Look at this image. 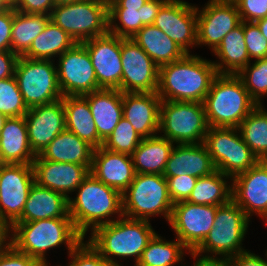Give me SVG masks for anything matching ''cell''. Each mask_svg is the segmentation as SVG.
I'll return each mask as SVG.
<instances>
[{"mask_svg": "<svg viewBox=\"0 0 267 266\" xmlns=\"http://www.w3.org/2000/svg\"><path fill=\"white\" fill-rule=\"evenodd\" d=\"M217 75L211 60L186 54L159 67L157 95L162 101L204 102Z\"/></svg>", "mask_w": 267, "mask_h": 266, "instance_id": "1", "label": "cell"}, {"mask_svg": "<svg viewBox=\"0 0 267 266\" xmlns=\"http://www.w3.org/2000/svg\"><path fill=\"white\" fill-rule=\"evenodd\" d=\"M76 197L68 198V213L76 230L84 237L98 226L115 221L112 215L123 217L122 193L100 180L91 173L75 190ZM111 217V218H110Z\"/></svg>", "mask_w": 267, "mask_h": 266, "instance_id": "2", "label": "cell"}, {"mask_svg": "<svg viewBox=\"0 0 267 266\" xmlns=\"http://www.w3.org/2000/svg\"><path fill=\"white\" fill-rule=\"evenodd\" d=\"M88 242L106 261L121 266L115 258L133 257L135 266L146 246L156 234L150 221L121 217L96 227Z\"/></svg>", "mask_w": 267, "mask_h": 266, "instance_id": "3", "label": "cell"}, {"mask_svg": "<svg viewBox=\"0 0 267 266\" xmlns=\"http://www.w3.org/2000/svg\"><path fill=\"white\" fill-rule=\"evenodd\" d=\"M11 244L28 256L35 258L43 266L47 250L65 244L68 254L84 237L76 230L71 218H48L32 222H15L12 225Z\"/></svg>", "mask_w": 267, "mask_h": 266, "instance_id": "4", "label": "cell"}, {"mask_svg": "<svg viewBox=\"0 0 267 266\" xmlns=\"http://www.w3.org/2000/svg\"><path fill=\"white\" fill-rule=\"evenodd\" d=\"M203 103L209 127L238 128L258 106L242 80L233 74H218Z\"/></svg>", "mask_w": 267, "mask_h": 266, "instance_id": "5", "label": "cell"}, {"mask_svg": "<svg viewBox=\"0 0 267 266\" xmlns=\"http://www.w3.org/2000/svg\"><path fill=\"white\" fill-rule=\"evenodd\" d=\"M249 221L245 212L232 199L228 203L218 206L213 228L193 252L201 254V256L206 253L205 257L217 258L219 255V258L222 256V258L231 259L239 253L247 251L242 248V242Z\"/></svg>", "mask_w": 267, "mask_h": 266, "instance_id": "6", "label": "cell"}, {"mask_svg": "<svg viewBox=\"0 0 267 266\" xmlns=\"http://www.w3.org/2000/svg\"><path fill=\"white\" fill-rule=\"evenodd\" d=\"M123 215L130 219L149 220L164 215L170 221L173 203L168 194L167 179L160 174H137L122 193Z\"/></svg>", "mask_w": 267, "mask_h": 266, "instance_id": "7", "label": "cell"}, {"mask_svg": "<svg viewBox=\"0 0 267 266\" xmlns=\"http://www.w3.org/2000/svg\"><path fill=\"white\" fill-rule=\"evenodd\" d=\"M50 21L76 43L105 35L109 32L108 0H80L55 6Z\"/></svg>", "mask_w": 267, "mask_h": 266, "instance_id": "8", "label": "cell"}, {"mask_svg": "<svg viewBox=\"0 0 267 266\" xmlns=\"http://www.w3.org/2000/svg\"><path fill=\"white\" fill-rule=\"evenodd\" d=\"M208 128L203 102H161L158 132L171 142L204 143Z\"/></svg>", "mask_w": 267, "mask_h": 266, "instance_id": "9", "label": "cell"}, {"mask_svg": "<svg viewBox=\"0 0 267 266\" xmlns=\"http://www.w3.org/2000/svg\"><path fill=\"white\" fill-rule=\"evenodd\" d=\"M53 60L18 57L14 76L27 108L62 99L57 66Z\"/></svg>", "mask_w": 267, "mask_h": 266, "instance_id": "10", "label": "cell"}, {"mask_svg": "<svg viewBox=\"0 0 267 266\" xmlns=\"http://www.w3.org/2000/svg\"><path fill=\"white\" fill-rule=\"evenodd\" d=\"M204 144L216 170L229 176L230 181L259 161L245 144L238 128L209 127Z\"/></svg>", "mask_w": 267, "mask_h": 266, "instance_id": "11", "label": "cell"}, {"mask_svg": "<svg viewBox=\"0 0 267 266\" xmlns=\"http://www.w3.org/2000/svg\"><path fill=\"white\" fill-rule=\"evenodd\" d=\"M58 59V83L63 96H83L101 89L89 53L82 43H76Z\"/></svg>", "mask_w": 267, "mask_h": 266, "instance_id": "12", "label": "cell"}, {"mask_svg": "<svg viewBox=\"0 0 267 266\" xmlns=\"http://www.w3.org/2000/svg\"><path fill=\"white\" fill-rule=\"evenodd\" d=\"M121 92L157 93L159 67L131 38H121Z\"/></svg>", "mask_w": 267, "mask_h": 266, "instance_id": "13", "label": "cell"}, {"mask_svg": "<svg viewBox=\"0 0 267 266\" xmlns=\"http://www.w3.org/2000/svg\"><path fill=\"white\" fill-rule=\"evenodd\" d=\"M216 205H199L188 201L173 204L169 221L176 238L193 252L213 228Z\"/></svg>", "mask_w": 267, "mask_h": 266, "instance_id": "14", "label": "cell"}, {"mask_svg": "<svg viewBox=\"0 0 267 266\" xmlns=\"http://www.w3.org/2000/svg\"><path fill=\"white\" fill-rule=\"evenodd\" d=\"M35 182L32 164H4L0 169V218L11 226L21 217Z\"/></svg>", "mask_w": 267, "mask_h": 266, "instance_id": "15", "label": "cell"}, {"mask_svg": "<svg viewBox=\"0 0 267 266\" xmlns=\"http://www.w3.org/2000/svg\"><path fill=\"white\" fill-rule=\"evenodd\" d=\"M153 25L164 32L187 54H190V47L197 45L196 6L186 1L167 0L161 6Z\"/></svg>", "mask_w": 267, "mask_h": 266, "instance_id": "16", "label": "cell"}, {"mask_svg": "<svg viewBox=\"0 0 267 266\" xmlns=\"http://www.w3.org/2000/svg\"><path fill=\"white\" fill-rule=\"evenodd\" d=\"M95 69L100 88L121 91V37L107 33L82 42Z\"/></svg>", "mask_w": 267, "mask_h": 266, "instance_id": "17", "label": "cell"}, {"mask_svg": "<svg viewBox=\"0 0 267 266\" xmlns=\"http://www.w3.org/2000/svg\"><path fill=\"white\" fill-rule=\"evenodd\" d=\"M197 13V46L208 45L212 52L222 39L242 23L235 3L208 1Z\"/></svg>", "mask_w": 267, "mask_h": 266, "instance_id": "18", "label": "cell"}, {"mask_svg": "<svg viewBox=\"0 0 267 266\" xmlns=\"http://www.w3.org/2000/svg\"><path fill=\"white\" fill-rule=\"evenodd\" d=\"M231 199L245 212L263 217L267 212V161L259 160L249 170L231 179ZM252 214V215H251Z\"/></svg>", "mask_w": 267, "mask_h": 266, "instance_id": "19", "label": "cell"}, {"mask_svg": "<svg viewBox=\"0 0 267 266\" xmlns=\"http://www.w3.org/2000/svg\"><path fill=\"white\" fill-rule=\"evenodd\" d=\"M28 140L34 154L39 155L48 144L66 129L65 109L62 99L28 108L24 115Z\"/></svg>", "mask_w": 267, "mask_h": 266, "instance_id": "20", "label": "cell"}, {"mask_svg": "<svg viewBox=\"0 0 267 266\" xmlns=\"http://www.w3.org/2000/svg\"><path fill=\"white\" fill-rule=\"evenodd\" d=\"M35 182L53 191L63 194L74 192L89 175L90 169L84 165L53 162L37 155L32 163Z\"/></svg>", "mask_w": 267, "mask_h": 266, "instance_id": "21", "label": "cell"}, {"mask_svg": "<svg viewBox=\"0 0 267 266\" xmlns=\"http://www.w3.org/2000/svg\"><path fill=\"white\" fill-rule=\"evenodd\" d=\"M161 102L157 93L124 92L123 117L129 121L140 137H152L159 131Z\"/></svg>", "mask_w": 267, "mask_h": 266, "instance_id": "22", "label": "cell"}, {"mask_svg": "<svg viewBox=\"0 0 267 266\" xmlns=\"http://www.w3.org/2000/svg\"><path fill=\"white\" fill-rule=\"evenodd\" d=\"M90 173L121 193L130 186L136 175L131 155L114 152L103 146L93 151Z\"/></svg>", "mask_w": 267, "mask_h": 266, "instance_id": "23", "label": "cell"}, {"mask_svg": "<svg viewBox=\"0 0 267 266\" xmlns=\"http://www.w3.org/2000/svg\"><path fill=\"white\" fill-rule=\"evenodd\" d=\"M214 171L216 167L204 143L176 144L166 162L163 176L189 175L200 178Z\"/></svg>", "mask_w": 267, "mask_h": 266, "instance_id": "24", "label": "cell"}, {"mask_svg": "<svg viewBox=\"0 0 267 266\" xmlns=\"http://www.w3.org/2000/svg\"><path fill=\"white\" fill-rule=\"evenodd\" d=\"M122 95L118 89L104 88L83 95L88 100L98 136L103 141L123 117Z\"/></svg>", "mask_w": 267, "mask_h": 266, "instance_id": "25", "label": "cell"}, {"mask_svg": "<svg viewBox=\"0 0 267 266\" xmlns=\"http://www.w3.org/2000/svg\"><path fill=\"white\" fill-rule=\"evenodd\" d=\"M48 218H71L68 213V199L63 194L34 182L22 215L16 222H32Z\"/></svg>", "mask_w": 267, "mask_h": 266, "instance_id": "26", "label": "cell"}, {"mask_svg": "<svg viewBox=\"0 0 267 266\" xmlns=\"http://www.w3.org/2000/svg\"><path fill=\"white\" fill-rule=\"evenodd\" d=\"M0 151L5 164H32L36 155L30 147L25 117L7 118L0 132Z\"/></svg>", "mask_w": 267, "mask_h": 266, "instance_id": "27", "label": "cell"}, {"mask_svg": "<svg viewBox=\"0 0 267 266\" xmlns=\"http://www.w3.org/2000/svg\"><path fill=\"white\" fill-rule=\"evenodd\" d=\"M94 148L65 129L39 155L53 162L84 165L91 169Z\"/></svg>", "mask_w": 267, "mask_h": 266, "instance_id": "28", "label": "cell"}, {"mask_svg": "<svg viewBox=\"0 0 267 266\" xmlns=\"http://www.w3.org/2000/svg\"><path fill=\"white\" fill-rule=\"evenodd\" d=\"M66 129L86 141L94 149L103 145L98 136L88 100L84 96H63Z\"/></svg>", "mask_w": 267, "mask_h": 266, "instance_id": "29", "label": "cell"}, {"mask_svg": "<svg viewBox=\"0 0 267 266\" xmlns=\"http://www.w3.org/2000/svg\"><path fill=\"white\" fill-rule=\"evenodd\" d=\"M174 145V142L159 136V134L142 138L140 144L131 154L135 172L137 174L163 175Z\"/></svg>", "mask_w": 267, "mask_h": 266, "instance_id": "30", "label": "cell"}, {"mask_svg": "<svg viewBox=\"0 0 267 266\" xmlns=\"http://www.w3.org/2000/svg\"><path fill=\"white\" fill-rule=\"evenodd\" d=\"M133 39L158 66L183 58L187 53L154 25H144Z\"/></svg>", "mask_w": 267, "mask_h": 266, "instance_id": "31", "label": "cell"}, {"mask_svg": "<svg viewBox=\"0 0 267 266\" xmlns=\"http://www.w3.org/2000/svg\"><path fill=\"white\" fill-rule=\"evenodd\" d=\"M213 53L220 60L213 61L218 74L237 75L251 62L246 49L243 21L222 39Z\"/></svg>", "mask_w": 267, "mask_h": 266, "instance_id": "32", "label": "cell"}, {"mask_svg": "<svg viewBox=\"0 0 267 266\" xmlns=\"http://www.w3.org/2000/svg\"><path fill=\"white\" fill-rule=\"evenodd\" d=\"M75 44L76 42L67 32L49 21L44 30L33 40L29 50L23 57L52 60L51 58L60 56Z\"/></svg>", "mask_w": 267, "mask_h": 266, "instance_id": "33", "label": "cell"}, {"mask_svg": "<svg viewBox=\"0 0 267 266\" xmlns=\"http://www.w3.org/2000/svg\"><path fill=\"white\" fill-rule=\"evenodd\" d=\"M49 21V15L25 14L16 11L13 7L11 51L18 56H23Z\"/></svg>", "mask_w": 267, "mask_h": 266, "instance_id": "34", "label": "cell"}, {"mask_svg": "<svg viewBox=\"0 0 267 266\" xmlns=\"http://www.w3.org/2000/svg\"><path fill=\"white\" fill-rule=\"evenodd\" d=\"M229 176L219 170L197 179L188 202L199 205H224L231 200L232 185Z\"/></svg>", "mask_w": 267, "mask_h": 266, "instance_id": "35", "label": "cell"}, {"mask_svg": "<svg viewBox=\"0 0 267 266\" xmlns=\"http://www.w3.org/2000/svg\"><path fill=\"white\" fill-rule=\"evenodd\" d=\"M245 144L258 160L267 161V110L258 105L238 127Z\"/></svg>", "mask_w": 267, "mask_h": 266, "instance_id": "36", "label": "cell"}, {"mask_svg": "<svg viewBox=\"0 0 267 266\" xmlns=\"http://www.w3.org/2000/svg\"><path fill=\"white\" fill-rule=\"evenodd\" d=\"M187 250L177 238L174 241H165L156 233L136 266H173L182 261Z\"/></svg>", "mask_w": 267, "mask_h": 266, "instance_id": "37", "label": "cell"}, {"mask_svg": "<svg viewBox=\"0 0 267 266\" xmlns=\"http://www.w3.org/2000/svg\"><path fill=\"white\" fill-rule=\"evenodd\" d=\"M237 76L242 80L251 99L257 105H262V97L267 95V58L250 62Z\"/></svg>", "mask_w": 267, "mask_h": 266, "instance_id": "38", "label": "cell"}, {"mask_svg": "<svg viewBox=\"0 0 267 266\" xmlns=\"http://www.w3.org/2000/svg\"><path fill=\"white\" fill-rule=\"evenodd\" d=\"M108 17L109 33L121 38H132L144 27L141 22V9H108ZM116 21H119V24Z\"/></svg>", "mask_w": 267, "mask_h": 266, "instance_id": "39", "label": "cell"}, {"mask_svg": "<svg viewBox=\"0 0 267 266\" xmlns=\"http://www.w3.org/2000/svg\"><path fill=\"white\" fill-rule=\"evenodd\" d=\"M141 140L142 137L136 133L129 121L122 117L102 146L114 152L131 155Z\"/></svg>", "mask_w": 267, "mask_h": 266, "instance_id": "40", "label": "cell"}, {"mask_svg": "<svg viewBox=\"0 0 267 266\" xmlns=\"http://www.w3.org/2000/svg\"><path fill=\"white\" fill-rule=\"evenodd\" d=\"M27 112L15 76L0 80V113L10 118L24 116Z\"/></svg>", "mask_w": 267, "mask_h": 266, "instance_id": "41", "label": "cell"}, {"mask_svg": "<svg viewBox=\"0 0 267 266\" xmlns=\"http://www.w3.org/2000/svg\"><path fill=\"white\" fill-rule=\"evenodd\" d=\"M243 30L246 42V49L250 59L259 60L267 58V40L262 35L254 22H244Z\"/></svg>", "mask_w": 267, "mask_h": 266, "instance_id": "42", "label": "cell"}, {"mask_svg": "<svg viewBox=\"0 0 267 266\" xmlns=\"http://www.w3.org/2000/svg\"><path fill=\"white\" fill-rule=\"evenodd\" d=\"M68 255L71 259L68 266H113L84 240Z\"/></svg>", "mask_w": 267, "mask_h": 266, "instance_id": "43", "label": "cell"}, {"mask_svg": "<svg viewBox=\"0 0 267 266\" xmlns=\"http://www.w3.org/2000/svg\"><path fill=\"white\" fill-rule=\"evenodd\" d=\"M165 178L168 182V194L173 204L187 201L198 179L195 176L189 175Z\"/></svg>", "mask_w": 267, "mask_h": 266, "instance_id": "44", "label": "cell"}, {"mask_svg": "<svg viewBox=\"0 0 267 266\" xmlns=\"http://www.w3.org/2000/svg\"><path fill=\"white\" fill-rule=\"evenodd\" d=\"M234 3L244 22H256L267 17V0H236Z\"/></svg>", "mask_w": 267, "mask_h": 266, "instance_id": "45", "label": "cell"}, {"mask_svg": "<svg viewBox=\"0 0 267 266\" xmlns=\"http://www.w3.org/2000/svg\"><path fill=\"white\" fill-rule=\"evenodd\" d=\"M0 266H43L35 258L18 251L12 244L0 254Z\"/></svg>", "mask_w": 267, "mask_h": 266, "instance_id": "46", "label": "cell"}, {"mask_svg": "<svg viewBox=\"0 0 267 266\" xmlns=\"http://www.w3.org/2000/svg\"><path fill=\"white\" fill-rule=\"evenodd\" d=\"M13 7L16 11L25 14H43L50 16L55 5L54 0H17Z\"/></svg>", "mask_w": 267, "mask_h": 266, "instance_id": "47", "label": "cell"}, {"mask_svg": "<svg viewBox=\"0 0 267 266\" xmlns=\"http://www.w3.org/2000/svg\"><path fill=\"white\" fill-rule=\"evenodd\" d=\"M13 7L0 12V51L11 50Z\"/></svg>", "mask_w": 267, "mask_h": 266, "instance_id": "48", "label": "cell"}, {"mask_svg": "<svg viewBox=\"0 0 267 266\" xmlns=\"http://www.w3.org/2000/svg\"><path fill=\"white\" fill-rule=\"evenodd\" d=\"M18 57L11 50L0 51V80L14 76Z\"/></svg>", "mask_w": 267, "mask_h": 266, "instance_id": "49", "label": "cell"}, {"mask_svg": "<svg viewBox=\"0 0 267 266\" xmlns=\"http://www.w3.org/2000/svg\"><path fill=\"white\" fill-rule=\"evenodd\" d=\"M266 258L267 255L265 254ZM232 266H267V260L251 253L249 250L239 253L230 259Z\"/></svg>", "mask_w": 267, "mask_h": 266, "instance_id": "50", "label": "cell"}, {"mask_svg": "<svg viewBox=\"0 0 267 266\" xmlns=\"http://www.w3.org/2000/svg\"><path fill=\"white\" fill-rule=\"evenodd\" d=\"M167 0H148L141 9V22L144 25H153L161 6Z\"/></svg>", "mask_w": 267, "mask_h": 266, "instance_id": "51", "label": "cell"}, {"mask_svg": "<svg viewBox=\"0 0 267 266\" xmlns=\"http://www.w3.org/2000/svg\"><path fill=\"white\" fill-rule=\"evenodd\" d=\"M190 255H192V258L196 260V262L193 264V266H232L230 259H225L222 257H205L204 254L198 255L194 252H189Z\"/></svg>", "mask_w": 267, "mask_h": 266, "instance_id": "52", "label": "cell"}, {"mask_svg": "<svg viewBox=\"0 0 267 266\" xmlns=\"http://www.w3.org/2000/svg\"><path fill=\"white\" fill-rule=\"evenodd\" d=\"M148 0H108V9H136L137 11Z\"/></svg>", "mask_w": 267, "mask_h": 266, "instance_id": "53", "label": "cell"}, {"mask_svg": "<svg viewBox=\"0 0 267 266\" xmlns=\"http://www.w3.org/2000/svg\"><path fill=\"white\" fill-rule=\"evenodd\" d=\"M11 231L12 226L6 220L0 218V254L11 245Z\"/></svg>", "mask_w": 267, "mask_h": 266, "instance_id": "54", "label": "cell"}, {"mask_svg": "<svg viewBox=\"0 0 267 266\" xmlns=\"http://www.w3.org/2000/svg\"><path fill=\"white\" fill-rule=\"evenodd\" d=\"M267 40V17L254 22Z\"/></svg>", "mask_w": 267, "mask_h": 266, "instance_id": "55", "label": "cell"}, {"mask_svg": "<svg viewBox=\"0 0 267 266\" xmlns=\"http://www.w3.org/2000/svg\"><path fill=\"white\" fill-rule=\"evenodd\" d=\"M77 1H80V0H54V5L58 6V5L70 4L73 2H77Z\"/></svg>", "mask_w": 267, "mask_h": 266, "instance_id": "56", "label": "cell"}, {"mask_svg": "<svg viewBox=\"0 0 267 266\" xmlns=\"http://www.w3.org/2000/svg\"><path fill=\"white\" fill-rule=\"evenodd\" d=\"M11 6L5 1V0H0V12L9 9Z\"/></svg>", "mask_w": 267, "mask_h": 266, "instance_id": "57", "label": "cell"}, {"mask_svg": "<svg viewBox=\"0 0 267 266\" xmlns=\"http://www.w3.org/2000/svg\"><path fill=\"white\" fill-rule=\"evenodd\" d=\"M7 116H5L4 114L0 113V132L5 124V121L7 120Z\"/></svg>", "mask_w": 267, "mask_h": 266, "instance_id": "58", "label": "cell"}, {"mask_svg": "<svg viewBox=\"0 0 267 266\" xmlns=\"http://www.w3.org/2000/svg\"><path fill=\"white\" fill-rule=\"evenodd\" d=\"M210 1L234 3L236 0H210Z\"/></svg>", "mask_w": 267, "mask_h": 266, "instance_id": "59", "label": "cell"}, {"mask_svg": "<svg viewBox=\"0 0 267 266\" xmlns=\"http://www.w3.org/2000/svg\"><path fill=\"white\" fill-rule=\"evenodd\" d=\"M10 6H14L17 2V0H5Z\"/></svg>", "mask_w": 267, "mask_h": 266, "instance_id": "60", "label": "cell"}, {"mask_svg": "<svg viewBox=\"0 0 267 266\" xmlns=\"http://www.w3.org/2000/svg\"><path fill=\"white\" fill-rule=\"evenodd\" d=\"M4 161H3V158H2V155H1V151H0V169L1 167L4 165Z\"/></svg>", "mask_w": 267, "mask_h": 266, "instance_id": "61", "label": "cell"}, {"mask_svg": "<svg viewBox=\"0 0 267 266\" xmlns=\"http://www.w3.org/2000/svg\"><path fill=\"white\" fill-rule=\"evenodd\" d=\"M262 218H263V220L266 221V224H267V212H266V214Z\"/></svg>", "mask_w": 267, "mask_h": 266, "instance_id": "62", "label": "cell"}]
</instances>
